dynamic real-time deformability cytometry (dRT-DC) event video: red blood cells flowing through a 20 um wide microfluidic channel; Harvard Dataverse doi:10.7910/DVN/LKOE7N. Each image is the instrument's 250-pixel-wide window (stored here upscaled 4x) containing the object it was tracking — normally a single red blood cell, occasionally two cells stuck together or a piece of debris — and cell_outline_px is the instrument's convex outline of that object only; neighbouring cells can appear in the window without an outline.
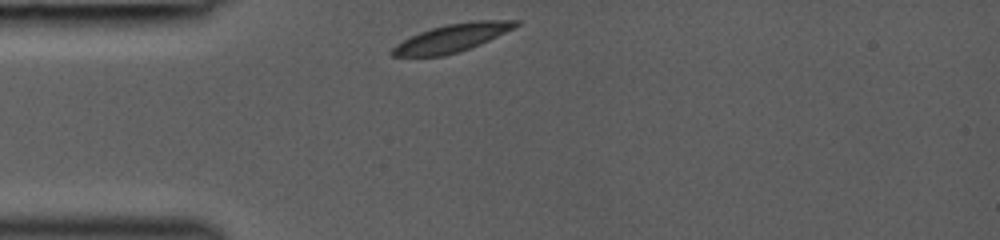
{"species": "common noctule bat (a hibernating species)", "species_latin": "Nyctalus noctula", "temperature_condition": "room temperature", "stored_images_in_passage": 2, "camera_frame_rate_fps": 3000, "um_per_image_px": 0.085, "animal": {"sex": "female", "body_mass_g": 19.0, "forearm_length_mm": 53.3}, "frame": {"image": 1, "passage_image": 1, "time_ms": 0.0, "image_size_px": [1000, 240], "cell_outline_px": [[520, 24], [480, 44], [460, 52], [444, 56], [392, 56], [388, 52], [396, 44], [420, 32], [432, 28], [448, 24], [476, 20], [520, 20]], "centroid_in_image_um": [38.39, 3.24], "position_along_channel_um": 46.6, "area_um2": 19.83}}